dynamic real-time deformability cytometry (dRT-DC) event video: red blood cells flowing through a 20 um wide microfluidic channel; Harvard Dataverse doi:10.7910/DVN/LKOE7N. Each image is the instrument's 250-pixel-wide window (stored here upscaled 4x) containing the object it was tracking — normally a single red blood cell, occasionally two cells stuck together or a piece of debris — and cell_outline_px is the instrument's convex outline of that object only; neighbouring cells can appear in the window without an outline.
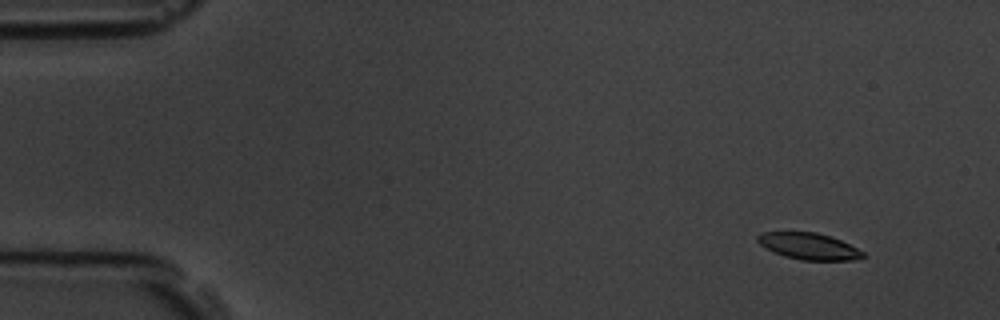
{"species": "common noctule bat (a hibernating species)", "species_latin": "Nyctalus noctula", "temperature_condition": "room temperature", "stored_images_in_passage": 4, "camera_frame_rate_fps": 3000, "um_per_image_px": 0.085, "animal": {"sex": "male", "body_mass_g": 19.5, "forearm_length_mm": 54.6}, "frame": {"image": 1, "passage_image": 1, "time_ms": 0.0, "image_size_px": [1000, 320], "cell_outline_px": [[864, 256], [852, 260], [800, 260], [784, 256], [772, 252], [764, 248], [756, 240], [756, 236], [760, 232], [816, 232], [832, 236], [864, 252]], "centroid_in_image_um": [68.68, 20.92], "position_along_channel_um": 16.3, "area_um2": 16.36}}
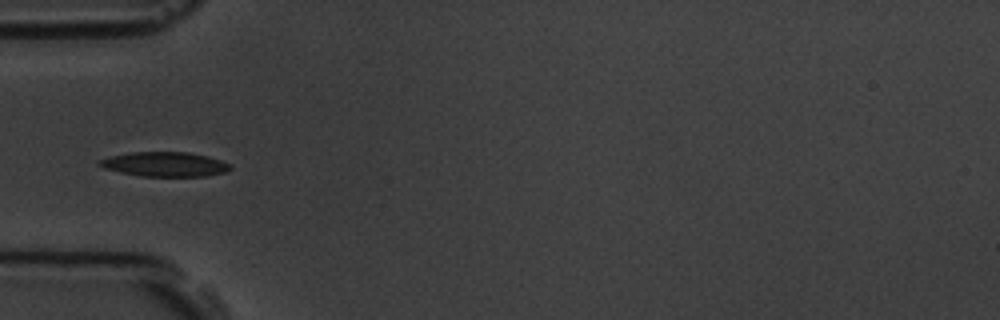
{"frame": {"image": 2, "passage_image": 4, "time_ms": 4.333, "image_size_px": [1000, 320], "cell_outline_px": [[232, 168], [224, 172], [208, 176], [140, 176], [120, 172], [104, 168], [96, 164], [100, 160], [112, 156], [132, 152], [188, 152], [208, 156], [232, 164]], "centroid_in_image_um": [14.04, 13.96], "position_along_channel_um": 71.0, "area_um2": 18.67}}